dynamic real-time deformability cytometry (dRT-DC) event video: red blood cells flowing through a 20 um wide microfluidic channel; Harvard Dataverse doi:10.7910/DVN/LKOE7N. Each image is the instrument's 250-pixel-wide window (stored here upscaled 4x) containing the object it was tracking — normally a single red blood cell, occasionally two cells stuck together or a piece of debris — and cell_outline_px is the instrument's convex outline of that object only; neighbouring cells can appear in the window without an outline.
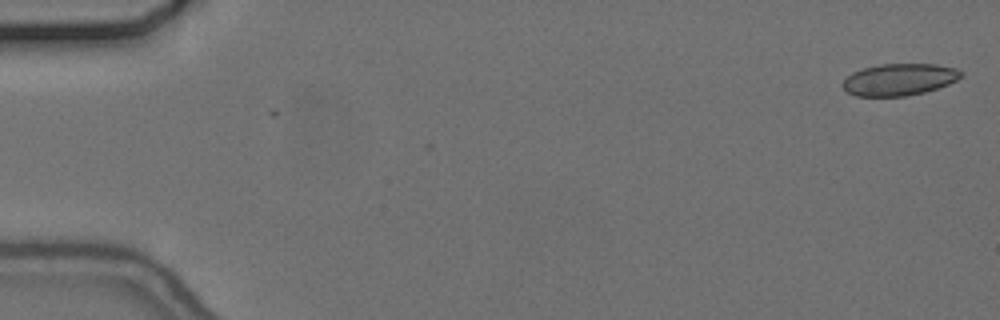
{"species": "common noctule bat (a hibernating species)", "species_latin": "Nyctalus noctula", "temperature_condition": "cold", "stored_images_in_passage": 2, "camera_frame_rate_fps": 3000, "um_per_image_px": 0.085, "animal": {"sex": "female", "body_mass_g": 24.6, "forearm_length_mm": 56.2}, "frame": {"image": 1, "passage_image": 2, "time_ms": 0.333, "image_size_px": [1000, 320], "cell_outline_px": [[964, 76], [948, 84], [924, 92], [904, 96], [856, 96], [848, 92], [840, 84], [852, 72], [864, 68], [880, 64], [936, 64], [956, 68], [964, 72]], "centroid_in_image_um": [76.45, 6.75], "position_along_channel_um": 8.5, "area_um2": 21.96}}